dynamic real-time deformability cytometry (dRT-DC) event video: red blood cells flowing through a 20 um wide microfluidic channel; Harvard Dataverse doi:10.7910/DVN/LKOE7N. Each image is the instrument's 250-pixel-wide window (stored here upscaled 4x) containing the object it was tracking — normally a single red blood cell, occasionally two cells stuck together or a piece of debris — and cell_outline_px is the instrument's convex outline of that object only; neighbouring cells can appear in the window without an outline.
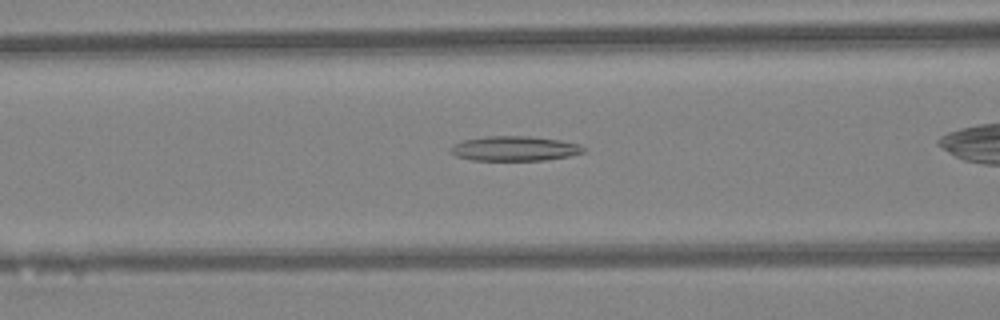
{"species": "Egyptian fruit bat (a non-hibernating species)", "species_latin": "Rousettus aegyptiacus", "temperature_condition": "warm", "stored_images_in_passage": 25, "camera_frame_rate_fps": 3000, "um_per_image_px": 0.085, "animal": {"sex": "female"}, "frame": {"image": 1, "passage_image": 7, "time_ms": 2.0, "image_size_px": [1000, 320], "cell_outline_px": [[584, 152], [568, 156], [544, 160], [472, 160], [456, 156], [448, 152], [456, 144], [464, 140], [488, 136], [528, 136], [560, 140], [580, 144], [584, 148]], "centroid_in_image_um": [43.75, 12.62], "position_along_channel_um": 122.9, "area_um2": 18.96}}
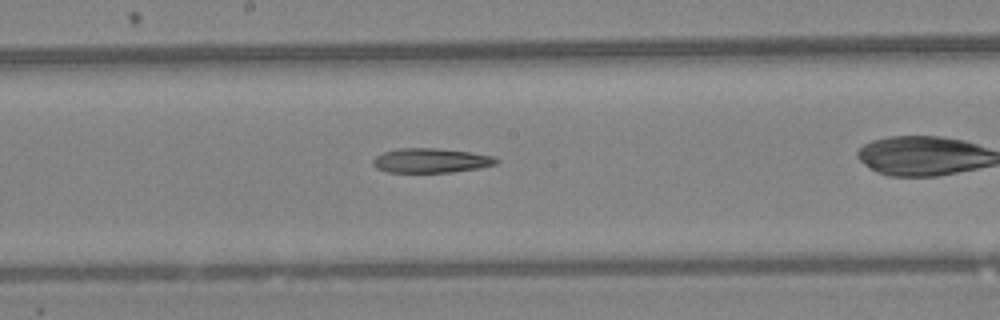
{"frame": {"image": 2, "passage_image": 13, "time_ms": 4.0, "image_size_px": [1000, 320], "cell_outline_px": [[500, 160], [496, 164], [480, 168], [452, 172], [388, 172], [376, 168], [372, 164], [372, 160], [376, 156], [384, 152], [396, 148], [436, 148], [468, 152], [492, 156]], "centroid_in_image_um": [36.6, 13.64], "position_along_channel_um": 211.6, "area_um2": 17.57}}
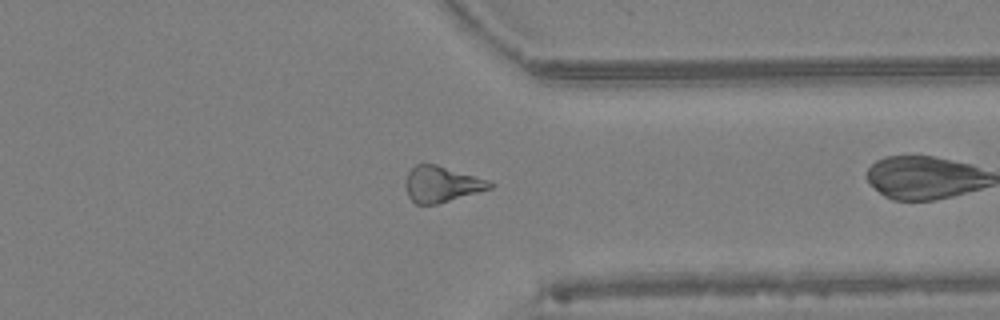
{"frame": {"image": 3, "passage_image": 24, "time_ms": 7.667, "image_size_px": [1000, 320], "cell_outline_px": [[496, 184], [492, 188], [436, 204], [416, 204], [408, 196], [404, 184], [404, 180], [408, 172], [416, 164], [436, 164], [488, 180]], "centroid_in_image_um": [37.51, 15.65], "position_along_channel_um": 373.9, "area_um2": 17.57}}